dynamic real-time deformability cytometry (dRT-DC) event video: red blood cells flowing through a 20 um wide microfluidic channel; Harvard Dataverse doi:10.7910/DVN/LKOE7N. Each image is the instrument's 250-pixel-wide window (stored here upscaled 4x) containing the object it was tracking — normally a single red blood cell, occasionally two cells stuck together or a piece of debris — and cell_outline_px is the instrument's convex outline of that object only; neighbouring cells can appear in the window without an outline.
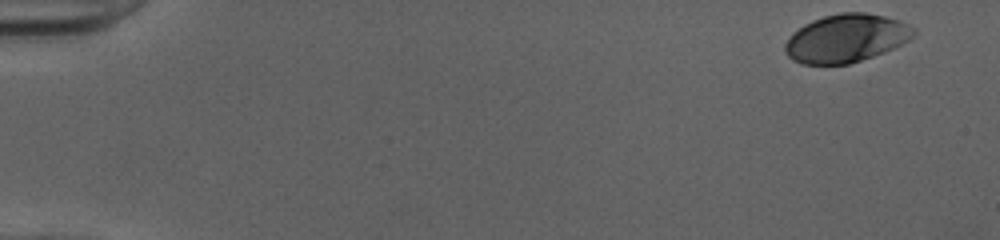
{"species": "human", "species_latin": "Homo sapiens", "temperature_condition": "cold", "stored_images_in_passage": 50, "camera_frame_rate_fps": 3000, "um_per_image_px": 0.085, "donor": {"sex": "female"}, "frame": {"image": 1, "passage_image": 1, "time_ms": 0.0, "image_size_px": [1000, 240], "cell_outline_px": [[916, 32], [908, 40], [884, 52], [848, 64], [800, 64], [792, 60], [784, 52], [784, 44], [792, 32], [804, 24], [812, 20], [824, 16], [840, 12], [864, 12], [884, 16], [900, 20], [916, 28]], "centroid_in_image_um": [71.89, 3.24], "position_along_channel_um": 13.1, "area_um2": 36.13}}
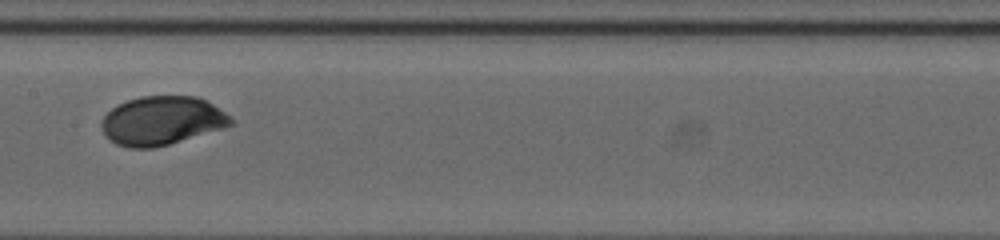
{"frame": {"image": 2, "passage_image": 26, "time_ms": 8.333, "image_size_px": [1000, 240], "cell_outline_px": [[232, 124], [224, 128], [168, 144], [152, 148], [128, 148], [116, 144], [108, 140], [100, 124], [104, 116], [112, 108], [128, 100], [140, 96], [196, 96], [212, 104], [224, 112], [232, 120]], "centroid_in_image_um": [13.72, 10.26], "position_along_channel_um": 193.7, "area_um2": 36.41}}
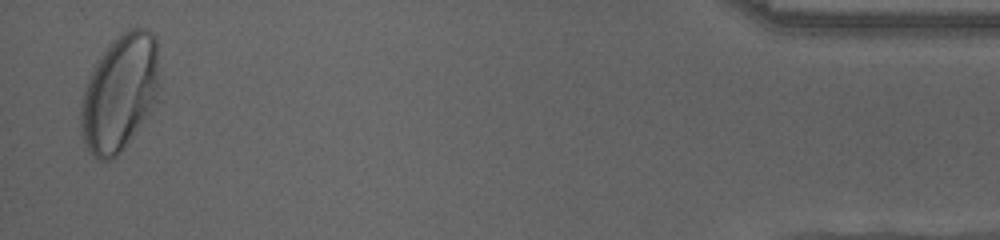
{"frame": {"image": 3, "passage_image": 49, "time_ms": 16.0, "image_size_px": [1000, 240], "cell_outline_px": [[156, 84], [152, 100], [144, 116], [120, 152], [112, 160], [96, 160], [92, 156], [84, 144], [80, 132], [80, 104], [84, 88], [96, 64], [104, 52], [128, 28], [144, 28], [152, 32], [156, 36]], "centroid_in_image_um": [10.08, 7.93], "position_along_channel_um": 425.1, "area_um2": 51.27}, "authors_computed_cell_mechanics": {"area_um2": 36.3562, "velocity_mm_per_s": 4.0032, "shape_relaxation_time_tau1_ms": 3.0724, "shape_relaxation_time_tau2_ms": null, "deformation_change_tau1": 0.13, "deformation_change_tau2": null}}